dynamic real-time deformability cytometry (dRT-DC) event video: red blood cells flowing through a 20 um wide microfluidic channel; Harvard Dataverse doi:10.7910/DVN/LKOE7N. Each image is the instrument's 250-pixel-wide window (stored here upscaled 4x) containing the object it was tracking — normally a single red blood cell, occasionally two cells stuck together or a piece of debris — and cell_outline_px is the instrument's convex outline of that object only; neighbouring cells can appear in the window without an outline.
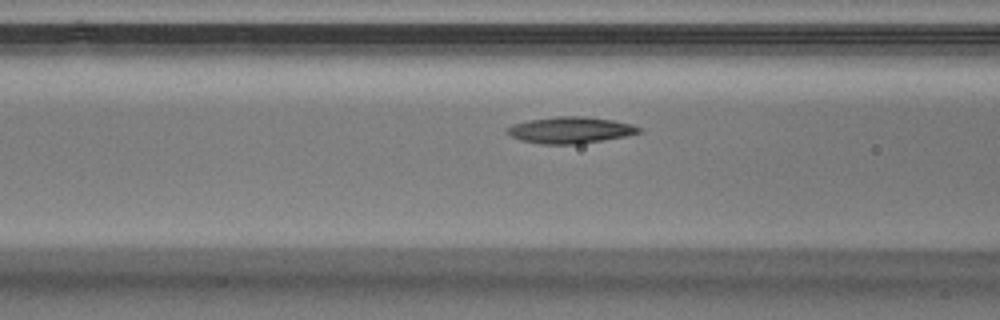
{"species": "Egyptian fruit bat (a non-hibernating species)", "species_latin": "Rousettus aegyptiacus", "temperature_condition": "warm", "stored_images_in_passage": 24, "camera_frame_rate_fps": 3000, "um_per_image_px": 0.085, "animal": {"sex": "male"}, "frame": {"image": 1, "passage_image": 13, "time_ms": 4.0, "image_size_px": [1000, 320], "cell_outline_px": [[640, 132], [624, 136], [580, 144], [540, 144], [520, 140], [504, 132], [504, 128], [512, 124], [528, 120], [556, 116], [584, 116], [612, 120], [632, 124], [640, 128]], "centroid_in_image_um": [48.4, 11.05], "position_along_channel_um": 118.2, "area_um2": 20.35}}
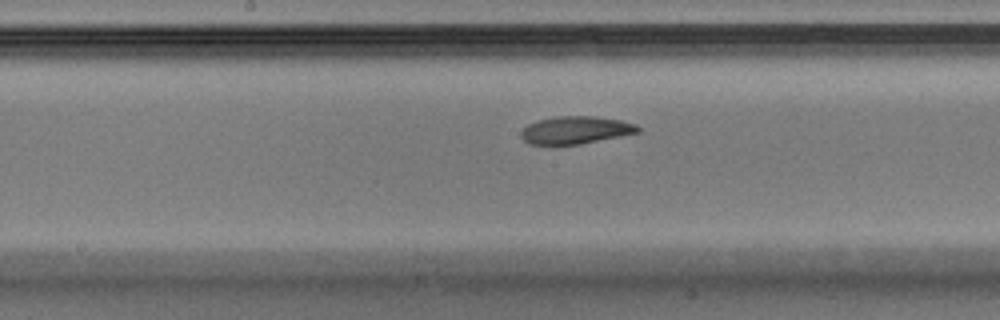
{"frame": {"image": 2, "passage_image": 19, "time_ms": 6.0, "image_size_px": [1000, 320], "cell_outline_px": [[640, 132], [580, 144], [528, 144], [520, 136], [520, 132], [528, 124], [540, 120], [556, 116], [592, 116], [620, 120], [636, 124], [640, 128]], "centroid_in_image_um": [48.92, 11.05], "position_along_channel_um": 199.3, "area_um2": 18.61}}
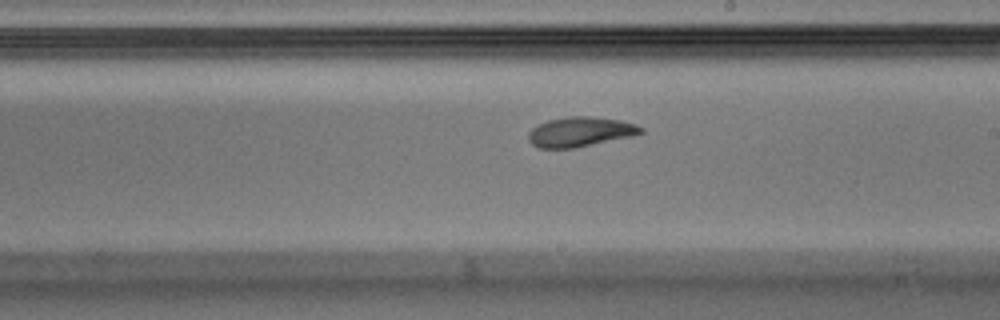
{"frame": {"image": 3, "passage_image": 22, "time_ms": 7.0, "image_size_px": [1000, 320], "cell_outline_px": [[644, 132], [632, 136], [572, 148], [540, 148], [532, 144], [528, 140], [528, 132], [536, 124], [548, 120], [568, 116], [592, 116], [620, 120], [636, 124], [644, 128]], "centroid_in_image_um": [49.3, 11.19], "position_along_channel_um": 239.7, "area_um2": 19.54}}